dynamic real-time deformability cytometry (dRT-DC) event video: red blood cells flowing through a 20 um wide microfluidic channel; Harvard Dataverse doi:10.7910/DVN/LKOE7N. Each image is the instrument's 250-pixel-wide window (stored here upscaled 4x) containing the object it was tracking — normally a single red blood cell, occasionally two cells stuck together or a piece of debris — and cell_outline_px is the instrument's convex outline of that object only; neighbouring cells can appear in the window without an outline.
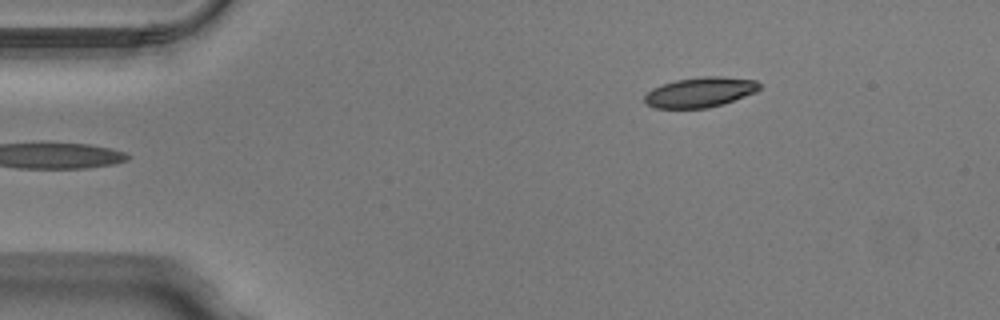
{"species": "Egyptian fruit bat (a non-hibernating species)", "species_latin": "Rousettus aegyptiacus", "temperature_condition": "warm", "stored_images_in_passage": 43, "camera_frame_rate_fps": 3000, "um_per_image_px": 0.085, "animal": {"sex": "male"}, "frame": {"image": 1, "passage_image": 1, "time_ms": 0.0, "image_size_px": [1000, 320], "cell_outline_px": [[760, 88], [756, 92], [724, 104], [708, 108], [652, 108], [644, 100], [644, 96], [652, 88], [676, 80], [704, 76], [720, 76], [756, 80], [760, 84]], "centroid_in_image_um": [59.52, 7.84], "position_along_channel_um": 25.5, "area_um2": 20.11}}
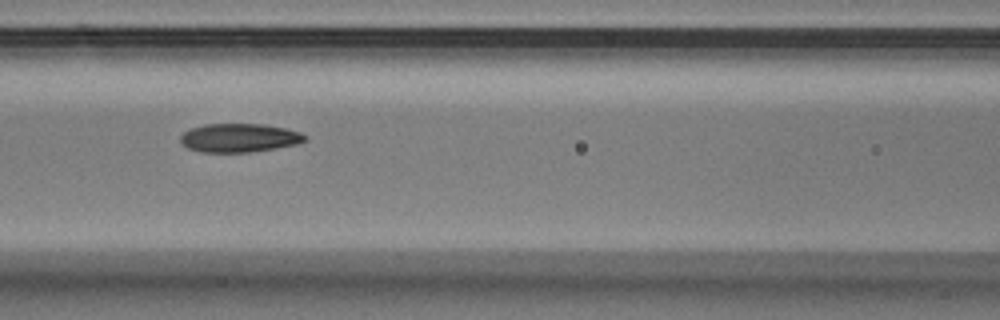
{"frame": {"image": 2, "passage_image": 15, "time_ms": 4.667, "image_size_px": [1000, 320], "cell_outline_px": [[304, 140], [296, 144], [276, 148], [252, 152], [200, 152], [188, 148], [180, 144], [180, 136], [184, 132], [192, 128], [204, 124], [264, 124], [284, 128], [300, 132], [304, 136]], "centroid_in_image_um": [20.28, 11.72], "position_along_channel_um": 146.3, "area_um2": 20.69}}
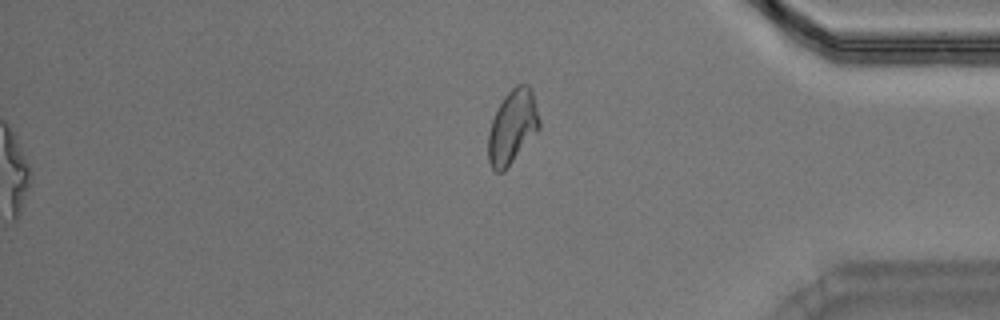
{"frame": {"image": 3, "passage_image": 35, "time_ms": 11.333, "image_size_px": [1000, 320], "cell_outline_px": [[540, 128], [504, 172], [496, 172], [492, 168], [488, 160], [488, 132], [492, 120], [504, 96], [516, 84], [528, 84], [532, 88], [540, 120]], "centroid_in_image_um": [43.56, 10.78], "position_along_channel_um": 391.6, "area_um2": 22.02}, "authors_computed_cell_mechanics": {"area_um2": 21.0392, "velocity_mm_per_s": 4.0163, "shape_relaxation_time_tau1_ms": 5.9994, "shape_relaxation_time_tau2_ms": 1.9648, "deformation_change_tau1": 0.1678, "deformation_change_tau2": 0.0776}}